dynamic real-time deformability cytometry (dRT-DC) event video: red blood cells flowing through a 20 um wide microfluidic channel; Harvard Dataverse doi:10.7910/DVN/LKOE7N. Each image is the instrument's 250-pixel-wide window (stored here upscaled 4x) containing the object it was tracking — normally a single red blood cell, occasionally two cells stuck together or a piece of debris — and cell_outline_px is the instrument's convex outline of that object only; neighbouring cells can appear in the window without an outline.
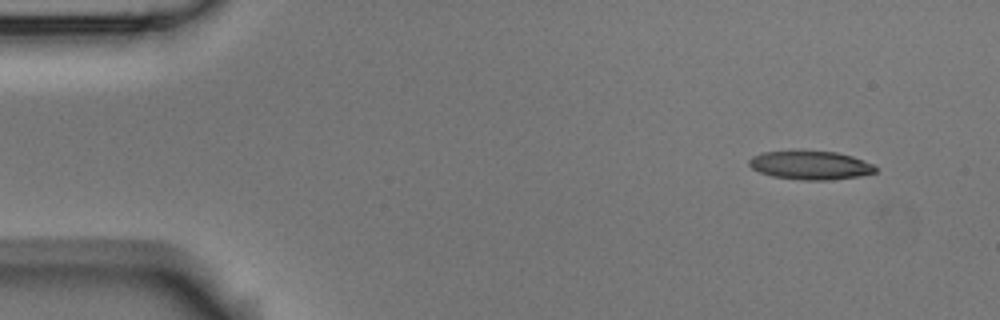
{"species": "Egyptian fruit bat (a non-hibernating species)", "species_latin": "Rousettus aegyptiacus", "temperature_condition": "room temperature", "stored_images_in_passage": 4, "camera_frame_rate_fps": 3000, "um_per_image_px": 0.085, "animal": {"sex": "male"}, "frame": {"image": 1, "passage_image": 1, "time_ms": 0.0, "image_size_px": [1000, 320], "cell_outline_px": [[876, 172], [860, 176], [828, 180], [804, 180], [772, 176], [760, 172], [752, 168], [748, 164], [748, 160], [752, 156], [764, 152], [800, 148], [836, 152], [852, 156], [872, 164], [876, 168]], "centroid_in_image_um": [68.84, 14.0], "position_along_channel_um": 16.2, "area_um2": 21.68}}
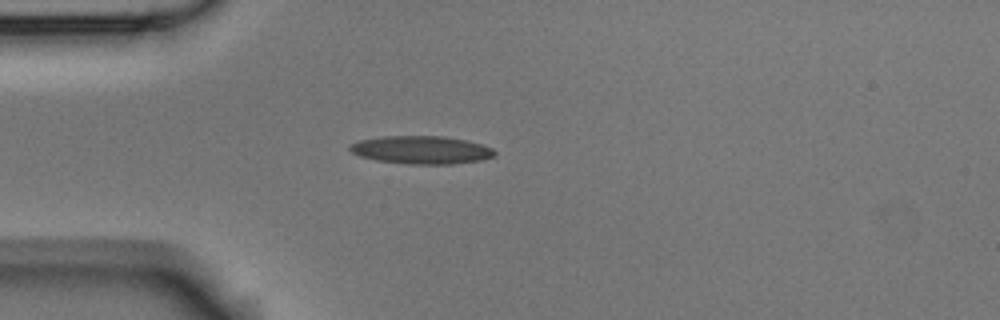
{"frame": {"image": 2, "passage_image": 4, "time_ms": 3.333, "image_size_px": [1000, 320], "cell_outline_px": [[496, 156], [480, 160], [452, 164], [412, 164], [376, 160], [360, 156], [352, 152], [348, 148], [348, 144], [360, 140], [380, 136], [444, 136], [468, 140], [492, 148], [496, 152]], "centroid_in_image_um": [35.81, 12.73], "position_along_channel_um": 49.2, "area_um2": 23.7}}